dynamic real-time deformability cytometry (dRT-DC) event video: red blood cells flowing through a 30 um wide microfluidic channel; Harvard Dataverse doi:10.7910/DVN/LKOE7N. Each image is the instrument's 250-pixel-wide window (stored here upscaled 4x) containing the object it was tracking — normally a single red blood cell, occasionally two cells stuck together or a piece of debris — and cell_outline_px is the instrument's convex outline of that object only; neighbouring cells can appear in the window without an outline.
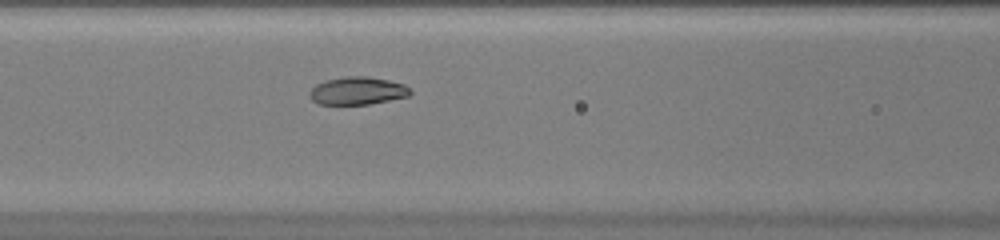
{"species": "common noctule bat (a hibernating species)", "species_latin": "Nyctalus noctula", "temperature_condition": "warm", "stored_images_in_passage": 42, "camera_frame_rate_fps": 3000, "um_per_image_px": 0.085, "animal": {"sex": "female", "body_mass_g": 20.0, "forearm_length_mm": 54.0}, "frame": {"image": 1, "passage_image": 14, "time_ms": 4.333, "image_size_px": [1000, 240], "cell_outline_px": [[412, 92], [408, 96], [368, 104], [316, 104], [308, 96], [308, 92], [316, 84], [324, 80], [344, 76], [368, 76], [388, 80], [404, 84]], "centroid_in_image_um": [30.33, 7.71], "position_along_channel_um": 136.3, "area_um2": 16.36}}
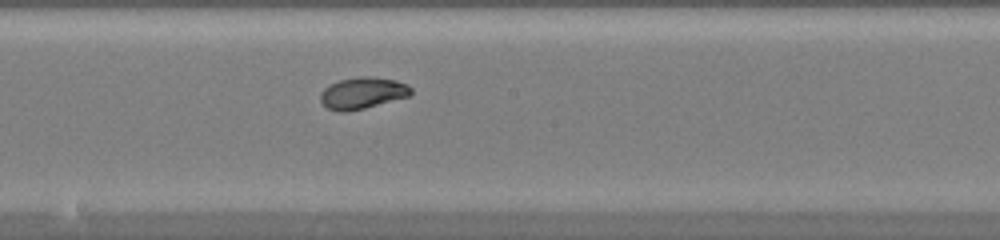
{"frame": {"image": 2, "passage_image": 20, "time_ms": 6.333, "image_size_px": [1000, 240], "cell_outline_px": [[412, 92], [408, 96], [364, 108], [348, 112], [340, 112], [328, 108], [320, 100], [320, 92], [328, 84], [340, 80], [360, 76], [372, 76], [396, 80], [408, 84], [412, 88]], "centroid_in_image_um": [30.8, 7.89], "position_along_channel_um": 217.4, "area_um2": 16.7}}
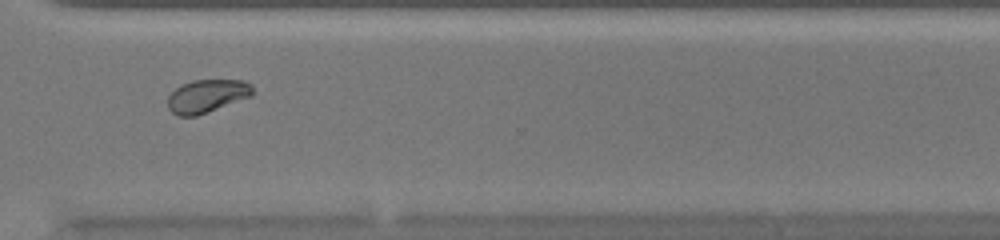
{"frame": {"image": 3, "passage_image": 30, "time_ms": 9.667, "image_size_px": [1000, 240], "cell_outline_px": [[256, 92], [252, 96], [196, 116], [180, 116], [172, 112], [168, 108], [168, 96], [180, 84], [192, 80], [244, 80], [252, 84]], "centroid_in_image_um": [17.63, 8.14], "position_along_channel_um": 353.0, "area_um2": 16.53}, "authors_computed_cell_mechanics": {"area_um2": 16.9354, "velocity_mm_per_s": 4.0628, "shape_relaxation_time_tau1_ms": 2.8131, "shape_relaxation_time_tau2_ms": 0.9563, "deformation_change_tau1": 0.1635, "deformation_change_tau2": 0.0372}}